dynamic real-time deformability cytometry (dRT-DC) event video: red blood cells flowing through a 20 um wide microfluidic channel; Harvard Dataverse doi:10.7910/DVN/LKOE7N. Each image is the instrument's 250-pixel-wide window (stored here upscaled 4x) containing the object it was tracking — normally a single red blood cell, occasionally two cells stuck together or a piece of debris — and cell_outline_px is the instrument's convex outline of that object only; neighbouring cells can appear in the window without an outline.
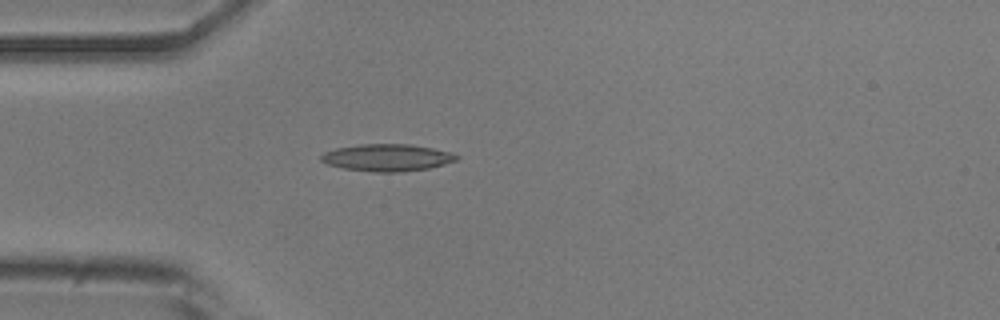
{"species": "common noctule bat (a hibernating species)", "species_latin": "Nyctalus noctula", "temperature_condition": "room temperature", "stored_images_in_passage": 8, "camera_frame_rate_fps": 3000, "um_per_image_px": 0.085, "animal": {"sex": "male", "body_mass_g": 20.5, "forearm_length_mm": 52.5}, "frame": {"image": 1, "passage_image": 1, "time_ms": 0.0, "image_size_px": [1000, 320], "cell_outline_px": [[460, 156], [456, 160], [444, 164], [428, 168], [400, 172], [372, 172], [344, 168], [328, 164], [320, 160], [320, 156], [324, 152], [336, 148], [360, 144], [408, 144], [432, 148], [452, 152]], "centroid_in_image_um": [32.9, 13.39], "position_along_channel_um": 52.1, "area_um2": 21.33}}
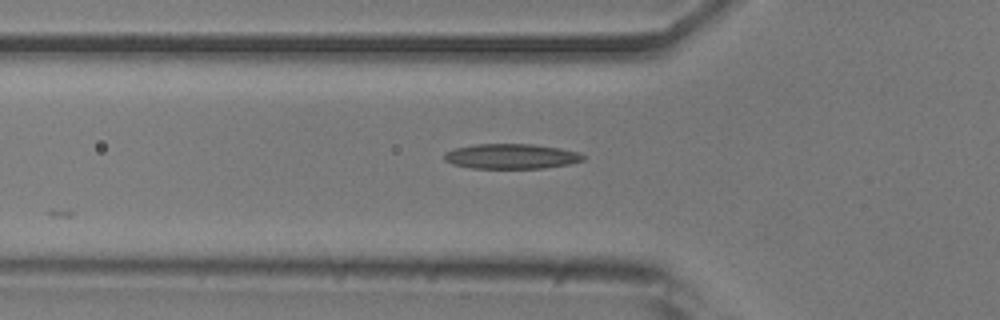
{"frame": {"image": 2, "passage_image": 4, "time_ms": 1.0, "image_size_px": [1000, 320], "cell_outline_px": [[584, 160], [568, 164], [544, 168], [472, 168], [452, 164], [444, 160], [444, 152], [456, 148], [476, 144], [532, 144], [560, 148], [580, 152], [584, 156]], "centroid_in_image_um": [43.45, 13.28], "position_along_channel_um": 82.3, "area_um2": 20.23}}
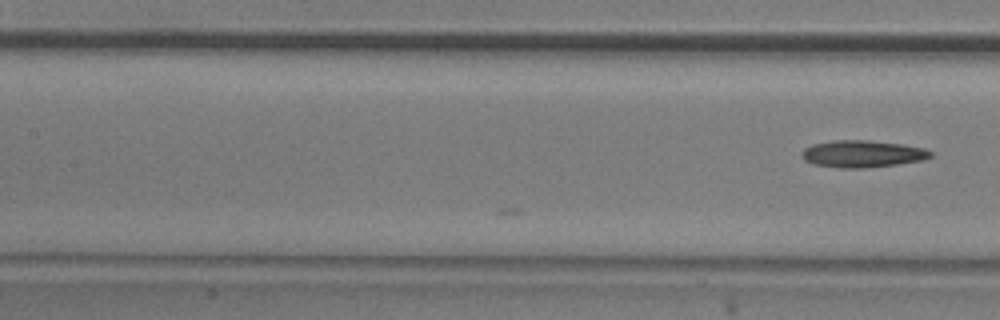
{"frame": {"image": 3, "passage_image": 8, "time_ms": 2.333, "image_size_px": [1000, 320], "cell_outline_px": [[932, 156], [924, 160], [896, 164], [864, 168], [840, 168], [812, 164], [804, 160], [800, 156], [800, 152], [804, 148], [812, 144], [832, 140], [868, 140], [904, 144], [924, 148], [932, 152]], "centroid_in_image_um": [73.27, 13.07], "position_along_channel_um": 134.1, "area_um2": 20.52}}